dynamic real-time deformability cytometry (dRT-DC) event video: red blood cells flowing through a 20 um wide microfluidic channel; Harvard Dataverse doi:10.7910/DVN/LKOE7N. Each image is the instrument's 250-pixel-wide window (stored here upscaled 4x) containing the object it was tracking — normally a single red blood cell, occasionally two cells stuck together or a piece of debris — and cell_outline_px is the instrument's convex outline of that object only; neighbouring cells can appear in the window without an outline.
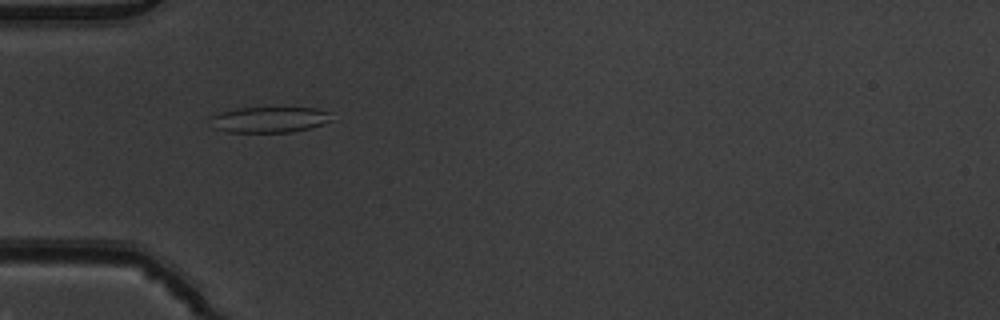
{"species": "common noctule bat (a hibernating species)", "species_latin": "Nyctalus noctula", "temperature_condition": "warm", "stored_images_in_passage": 36, "camera_frame_rate_fps": 3000, "um_per_image_px": 0.085, "animal": {"sex": "male", "body_mass_g": 19.5, "forearm_length_mm": 54.6}, "frame": {"image": 1, "passage_image": 1, "time_ms": 0.0, "image_size_px": [1000, 320], "cell_outline_px": [[332, 120], [308, 128], [292, 132], [228, 132], [212, 128], [208, 116], [220, 112], [236, 108], [316, 108], [332, 112]], "centroid_in_image_um": [22.84, 10.16], "position_along_channel_um": 62.2, "area_um2": 18.38}}
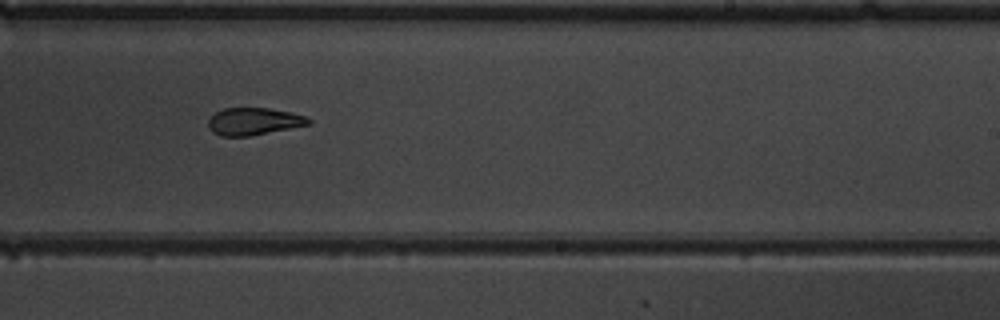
{"frame": {"image": 2, "passage_image": 17, "time_ms": 5.333, "image_size_px": [1000, 320], "cell_outline_px": [[312, 124], [248, 136], [220, 136], [212, 132], [208, 128], [208, 120], [216, 112], [224, 108], [268, 108], [292, 112], [304, 116], [312, 120]], "centroid_in_image_um": [21.57, 10.32], "position_along_channel_um": 267.4, "area_um2": 15.95}}
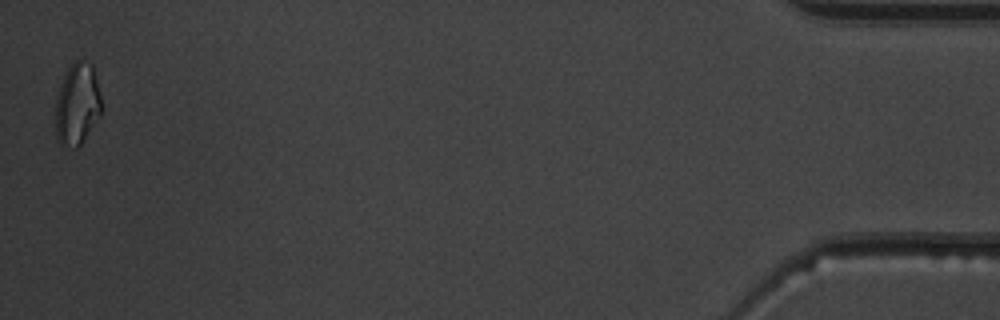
{"frame": {"image": 3, "passage_image": 36, "time_ms": 11.667, "image_size_px": [1000, 320], "cell_outline_px": [[104, 108], [80, 148], [72, 148], [60, 144], [56, 140], [56, 100], [60, 84], [68, 68], [76, 60], [80, 60], [92, 64], [100, 92]], "centroid_in_image_um": [6.59, 8.9], "position_along_channel_um": 428.6, "area_um2": 22.25}, "authors_computed_cell_mechanics": {"area_um2": 17.4267, "velocity_mm_per_s": 3.9137, "shape_relaxation_time_tau1_ms": null, "shape_relaxation_time_tau2_ms": 2.3392, "deformation_change_tau1": null, "deformation_change_tau2": 0.0933}}